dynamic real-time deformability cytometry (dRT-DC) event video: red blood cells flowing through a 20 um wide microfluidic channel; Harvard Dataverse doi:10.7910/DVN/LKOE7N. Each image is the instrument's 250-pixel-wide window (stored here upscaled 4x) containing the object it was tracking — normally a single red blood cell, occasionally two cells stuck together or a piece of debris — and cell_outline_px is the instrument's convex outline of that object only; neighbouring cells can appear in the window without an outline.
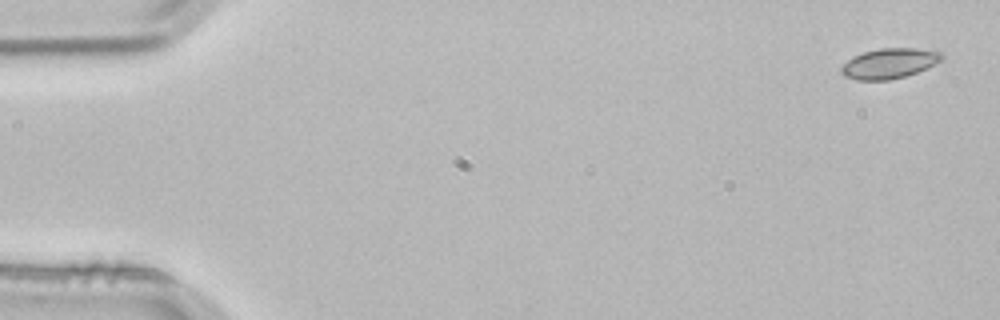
{"species": "common noctule bat (a hibernating species)", "species_latin": "Nyctalus noctula", "temperature_condition": "room temperature", "stored_images_in_passage": 4, "camera_frame_rate_fps": 3000, "um_per_image_px": 0.085, "animal": {"sex": "male", "body_mass_g": 21.5, "forearm_length_mm": 52.0}, "frame": {"image": 1, "passage_image": 1, "time_ms": 0.0, "image_size_px": [1000, 320], "cell_outline_px": [[944, 56], [940, 60], [916, 72], [904, 76], [888, 80], [856, 80], [844, 76], [840, 72], [840, 68], [852, 56], [864, 52], [880, 48], [916, 48], [940, 52]], "centroid_in_image_um": [75.52, 5.39], "position_along_channel_um": 9.5, "area_um2": 17.4}}
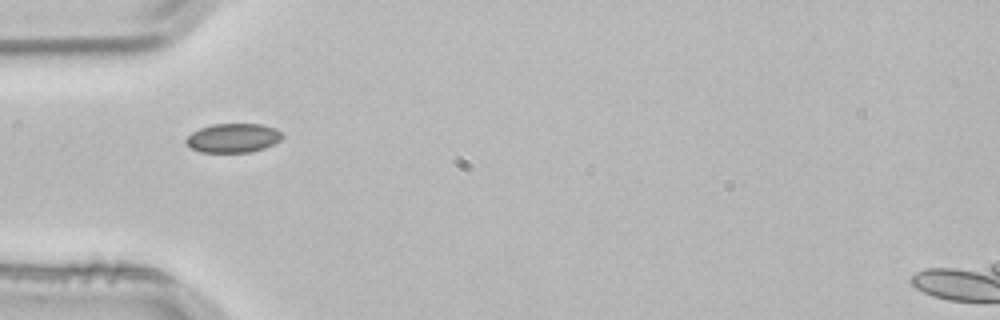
{"frame": {"image": 2, "passage_image": 4, "time_ms": 1.0, "image_size_px": [1000, 320], "cell_outline_px": [[284, 136], [280, 140], [264, 148], [252, 152], [200, 152], [184, 144], [184, 140], [192, 132], [200, 128], [212, 124], [264, 124], [276, 128], [284, 132]], "centroid_in_image_um": [19.83, 11.72], "position_along_channel_um": 65.2, "area_um2": 16.53}}